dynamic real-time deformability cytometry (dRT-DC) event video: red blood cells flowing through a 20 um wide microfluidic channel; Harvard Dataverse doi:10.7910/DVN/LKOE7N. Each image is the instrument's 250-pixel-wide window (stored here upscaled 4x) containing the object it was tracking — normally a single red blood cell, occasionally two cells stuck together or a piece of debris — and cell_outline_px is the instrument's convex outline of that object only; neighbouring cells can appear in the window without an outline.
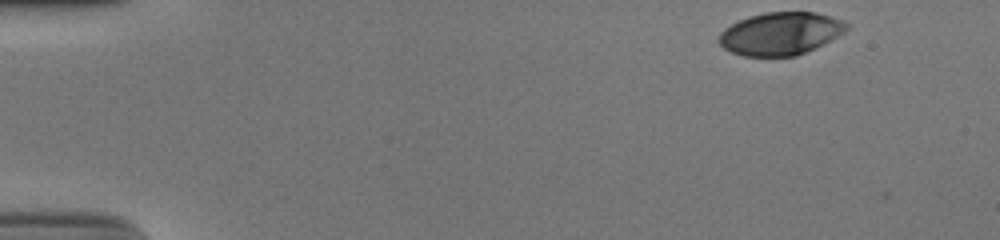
{"species": "human", "species_latin": "Homo sapiens", "temperature_condition": "cold", "stored_images_in_passage": 41, "camera_frame_rate_fps": 3000, "um_per_image_px": 0.085, "donor": {"sex": "male"}, "frame": {"image": 1, "passage_image": 1, "time_ms": 0.0, "image_size_px": [1000, 240], "cell_outline_px": [[848, 28], [844, 32], [796, 56], [744, 56], [732, 52], [724, 48], [716, 40], [720, 32], [724, 28], [748, 16], [764, 12], [816, 12], [844, 20], [848, 24]], "centroid_in_image_um": [66.3, 2.84], "position_along_channel_um": 18.7, "area_um2": 31.56}}
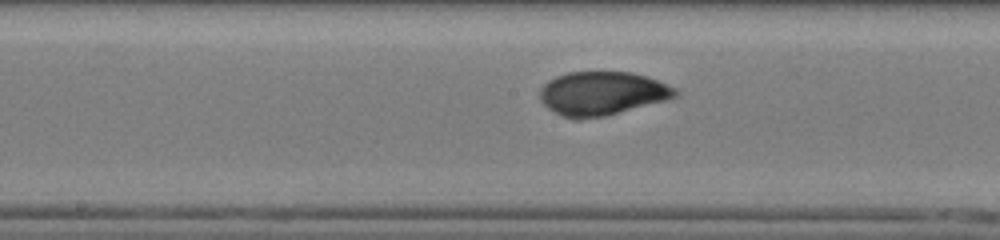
{"frame": {"image": 2, "passage_image": 24, "time_ms": 7.667, "image_size_px": [1000, 240], "cell_outline_px": [[680, 96], [604, 116], [564, 116], [548, 108], [540, 100], [540, 88], [548, 80], [556, 76], [568, 72], [632, 72], [656, 80], [676, 88], [680, 92]], "centroid_in_image_um": [51.2, 7.9], "position_along_channel_um": 197.0, "area_um2": 33.7}}
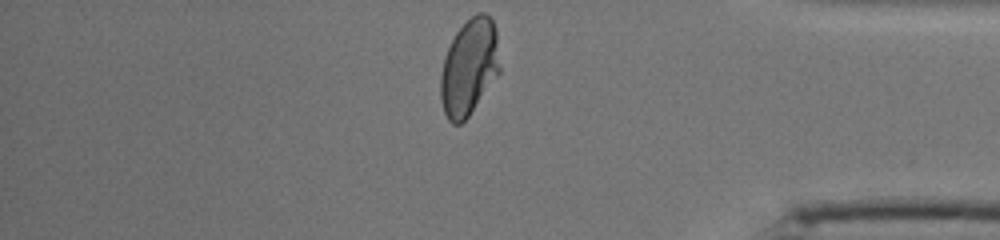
{"frame": {"image": 3, "passage_image": 41, "time_ms": 13.333, "image_size_px": [1000, 240], "cell_outline_px": [[500, 72], [468, 116], [460, 124], [452, 124], [448, 120], [444, 112], [440, 100], [440, 76], [444, 56], [456, 32], [476, 12], [484, 12], [492, 20], [496, 28], [500, 68]], "centroid_in_image_um": [39.87, 5.72], "position_along_channel_um": 395.3, "area_um2": 33.18}, "authors_computed_cell_mechanics": {"area_um2": 33.6396, "velocity_mm_per_s": 3.8949, "shape_relaxation_time_tau1_ms": 6.4579, "shape_relaxation_time_tau2_ms": 0.8908, "deformation_change_tau1": 0.2196, "deformation_change_tau2": 0.0406}}